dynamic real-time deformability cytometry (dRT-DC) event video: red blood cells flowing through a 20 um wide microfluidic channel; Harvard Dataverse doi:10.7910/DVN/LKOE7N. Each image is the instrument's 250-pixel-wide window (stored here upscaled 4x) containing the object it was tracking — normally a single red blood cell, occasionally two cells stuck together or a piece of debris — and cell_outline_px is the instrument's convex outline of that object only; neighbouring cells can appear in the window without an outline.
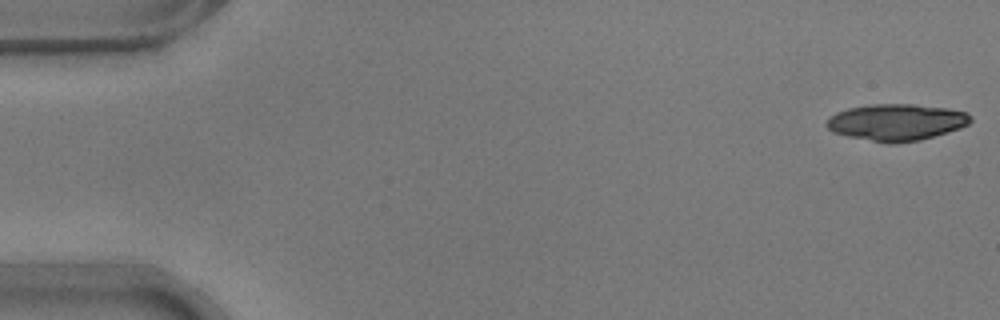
{"species": "common noctule bat (a hibernating species)", "species_latin": "Nyctalus noctula", "temperature_condition": "warm", "stored_images_in_passage": 53, "camera_frame_rate_fps": 3000, "um_per_image_px": 0.085, "animal": {"sex": "male", "body_mass_g": 17.9}, "frame": {"image": 1, "passage_image": 1, "time_ms": 0.0, "image_size_px": [1000, 320], "cell_outline_px": [[972, 120], [968, 124], [960, 128], [920, 140], [892, 144], [888, 144], [848, 136], [832, 132], [824, 124], [828, 116], [836, 112], [848, 108], [872, 104], [912, 104], [948, 108], [968, 112], [972, 116]], "centroid_in_image_um": [76.18, 10.39], "position_along_channel_um": 8.8, "area_um2": 30.98}}
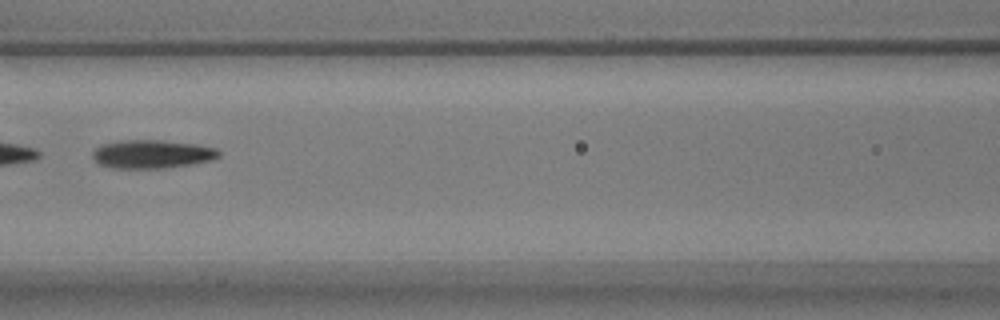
{"frame": {"image": 2, "passage_image": 24, "time_ms": 7.667, "image_size_px": [1000, 320], "cell_outline_px": [[220, 156], [212, 160], [192, 164], [164, 168], [112, 168], [96, 164], [92, 156], [92, 152], [100, 144], [120, 140], [160, 140], [196, 144], [216, 148], [220, 152]], "centroid_in_image_um": [12.88, 13.1], "position_along_channel_um": 153.7, "area_um2": 21.15}}
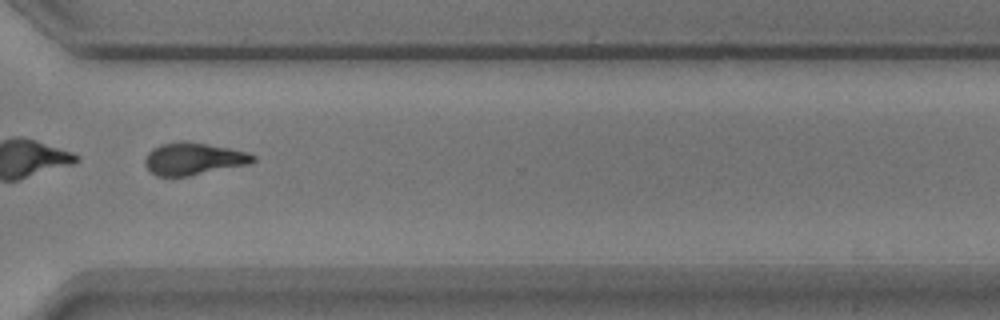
{"frame": {"image": 3, "passage_image": 40, "time_ms": 13.0, "image_size_px": [1000, 320], "cell_outline_px": [[256, 160], [248, 164], [188, 176], [156, 176], [144, 164], [144, 156], [152, 148], [160, 144], [184, 140], [208, 144], [248, 152], [256, 156]], "centroid_in_image_um": [16.42, 13.48], "position_along_channel_um": 354.2, "area_um2": 20.35}, "authors_computed_cell_mechanics": {"area_um2": 21.5594, "velocity_mm_per_s": 3.7686, "shape_relaxation_time_tau1_ms": 3.5429, "shape_relaxation_time_tau2_ms": 4.5416, "deformation_change_tau1": 0.1727, "deformation_change_tau2": 0.1339}}